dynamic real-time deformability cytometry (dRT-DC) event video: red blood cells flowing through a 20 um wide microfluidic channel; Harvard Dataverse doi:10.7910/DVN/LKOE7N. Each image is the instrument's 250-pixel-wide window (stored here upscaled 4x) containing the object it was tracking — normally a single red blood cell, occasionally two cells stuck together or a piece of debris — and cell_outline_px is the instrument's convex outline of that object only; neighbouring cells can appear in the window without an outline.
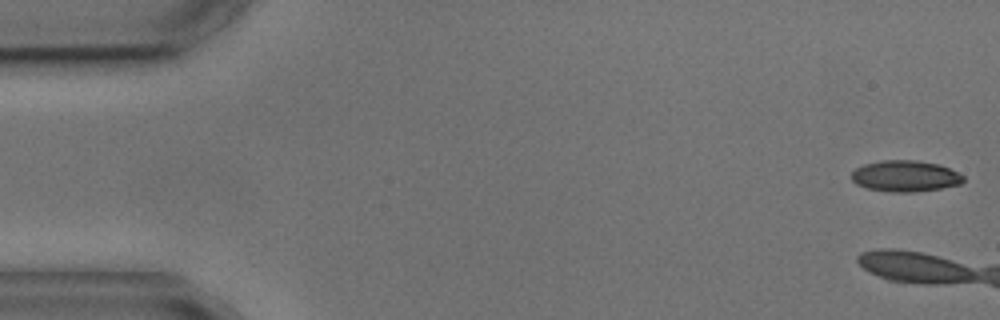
{"species": "common noctule bat (a hibernating species)", "species_latin": "Nyctalus noctula", "temperature_condition": "cold", "stored_images_in_passage": 4, "camera_frame_rate_fps": 3000, "um_per_image_px": 0.085, "animal": {"sex": "male", "body_mass_g": 17.9, "forearm_length_mm": 54.2}, "frame": {"image": 1, "passage_image": 1, "time_ms": 0.0, "image_size_px": [1000, 320], "cell_outline_px": [[964, 180], [960, 184], [940, 188], [912, 192], [892, 192], [868, 188], [856, 184], [852, 180], [852, 172], [856, 168], [864, 164], [884, 160], [916, 160], [936, 164], [948, 168], [964, 176]], "centroid_in_image_um": [76.93, 14.96], "position_along_channel_um": 8.1, "area_um2": 20.06}}